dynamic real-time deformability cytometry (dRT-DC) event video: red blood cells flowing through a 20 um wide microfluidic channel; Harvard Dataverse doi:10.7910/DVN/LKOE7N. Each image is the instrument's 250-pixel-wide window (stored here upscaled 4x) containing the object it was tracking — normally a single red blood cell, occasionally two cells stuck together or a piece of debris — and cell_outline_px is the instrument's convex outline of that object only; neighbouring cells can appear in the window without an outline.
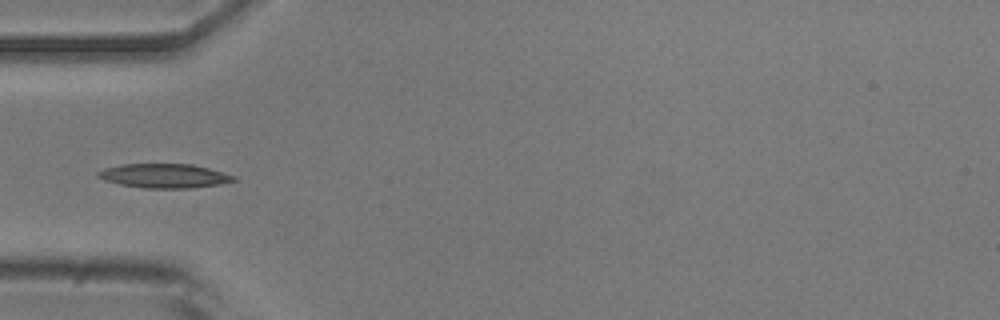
{"species": "common noctule bat (a hibernating species)", "species_latin": "Nyctalus noctula", "temperature_condition": "room temperature", "stored_images_in_passage": 37, "camera_frame_rate_fps": 3000, "um_per_image_px": 0.085, "animal": {"sex": "male", "body_mass_g": 20.5, "forearm_length_mm": 52.5}, "frame": {"image": 1, "passage_image": 1, "time_ms": 0.0, "image_size_px": [1000, 320], "cell_outline_px": [[240, 180], [216, 184], [188, 188], [144, 188], [120, 184], [104, 180], [96, 176], [96, 172], [104, 168], [120, 164], [192, 164], [208, 168], [236, 176]], "centroid_in_image_um": [13.94, 14.94], "position_along_channel_um": 71.1, "area_um2": 19.07}}
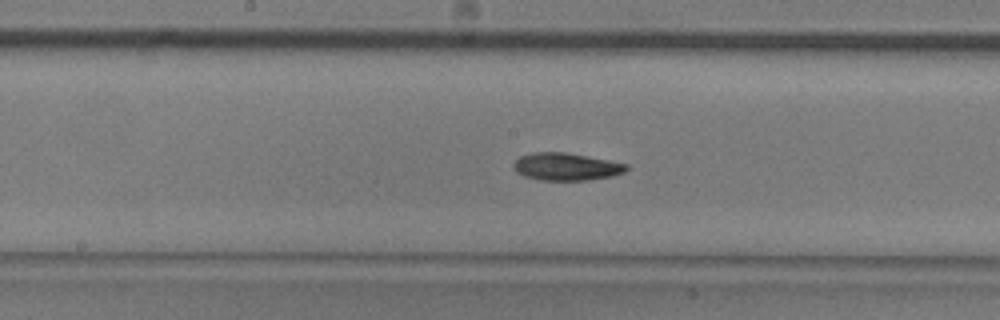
{"frame": {"image": 2, "passage_image": 11, "time_ms": 3.333, "image_size_px": [1000, 320], "cell_outline_px": [[628, 168], [624, 172], [612, 176], [588, 180], [540, 180], [524, 176], [516, 172], [512, 168], [512, 164], [520, 156], [532, 152], [564, 152], [608, 160], [628, 164]], "centroid_in_image_um": [48.09, 14.17], "position_along_channel_um": 200.1, "area_um2": 18.09}}
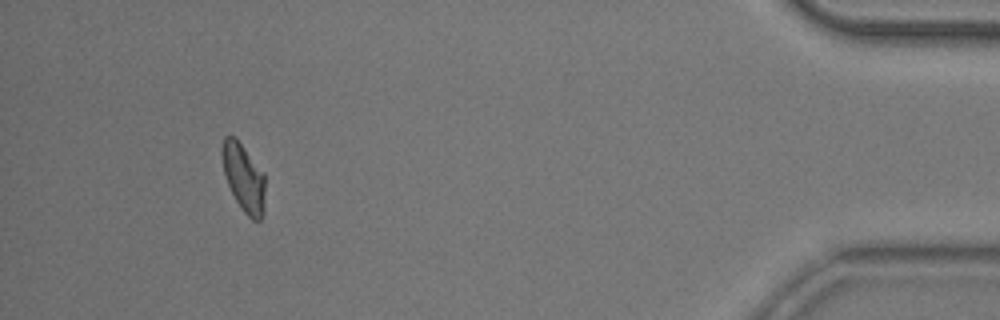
{"frame": {"image": 3, "passage_image": 33, "time_ms": 10.667, "image_size_px": [1000, 320], "cell_outline_px": [[264, 212], [260, 220], [252, 220], [244, 212], [236, 200], [228, 184], [224, 172], [220, 156], [220, 152], [224, 136], [236, 136], [264, 172]], "centroid_in_image_um": [20.7, 15.05], "position_along_channel_um": 414.5, "area_um2": 17.22}}